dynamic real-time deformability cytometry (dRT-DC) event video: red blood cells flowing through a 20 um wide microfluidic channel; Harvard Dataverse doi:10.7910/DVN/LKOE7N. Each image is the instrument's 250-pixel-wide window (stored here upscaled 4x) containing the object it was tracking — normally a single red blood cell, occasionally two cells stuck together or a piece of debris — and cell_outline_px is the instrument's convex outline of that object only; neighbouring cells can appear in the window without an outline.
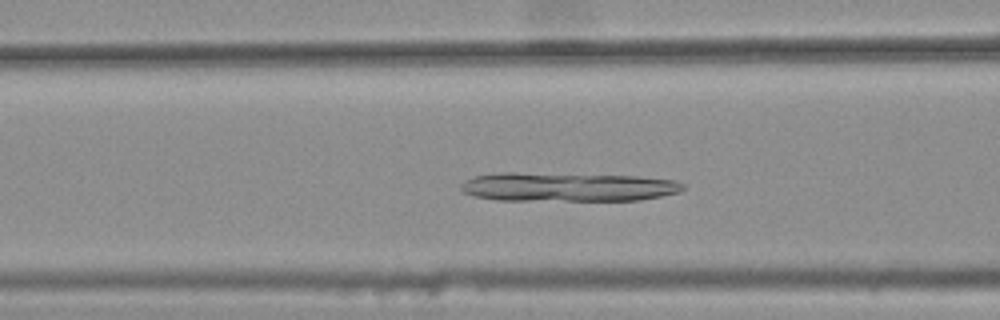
{"species": "common noctule bat (a hibernating species)", "species_latin": "Nyctalus noctula", "temperature_condition": "warm", "stored_images_in_passage": 42, "camera_frame_rate_fps": 3000, "um_per_image_px": 0.085, "animal": {"sex": "female", "body_mass_g": 25.1}, "frame": {"image": 1, "passage_image": 19, "time_ms": 6.0, "image_size_px": [1000, 320], "cell_outline_px": [[684, 188], [680, 192], [640, 200], [496, 200], [472, 196], [464, 192], [460, 188], [460, 184], [464, 180], [476, 176], [500, 172], [516, 172], [640, 176], [676, 180], [684, 184]], "centroid_in_image_um": [48.23, 15.88], "position_along_channel_um": 118.4, "area_um2": 37.8}}
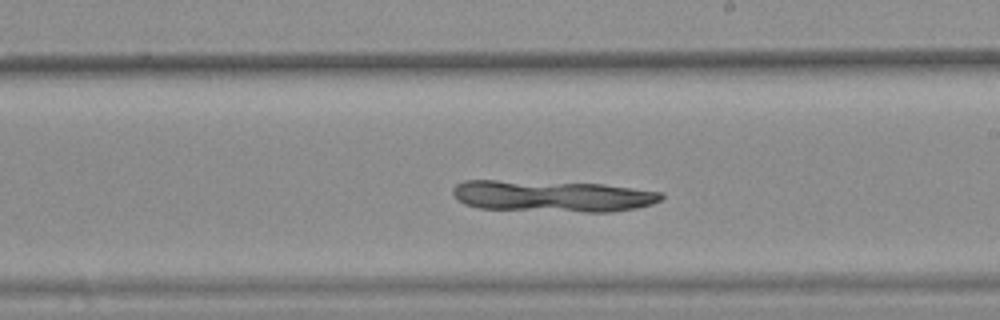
{"frame": {"image": 2, "passage_image": 29, "time_ms": 9.333, "image_size_px": [1000, 320], "cell_outline_px": [[664, 196], [660, 200], [652, 204], [636, 208], [612, 212], [584, 212], [480, 208], [464, 204], [456, 200], [452, 192], [452, 188], [456, 184], [464, 180], [496, 180], [604, 184], [664, 192]], "centroid_in_image_um": [46.94, 16.67], "position_along_channel_um": 242.1, "area_um2": 38.44}}
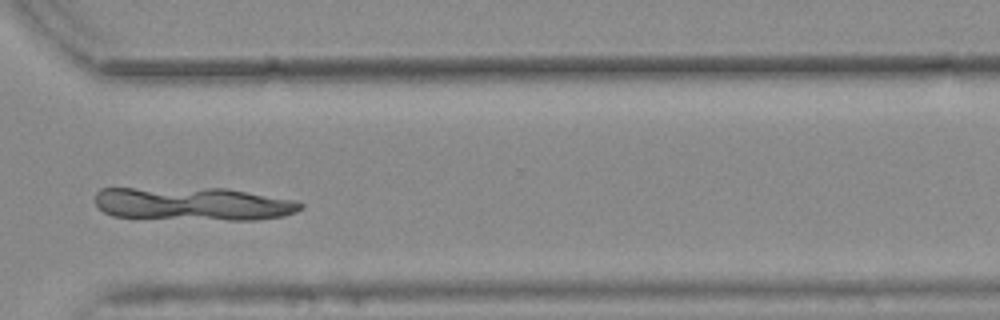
{"frame": {"image": 3, "passage_image": 38, "time_ms": 12.333, "image_size_px": [1000, 320], "cell_outline_px": [[304, 208], [296, 212], [284, 216], [256, 220], [228, 220], [112, 216], [104, 212], [96, 204], [96, 192], [100, 188], [224, 188], [296, 200], [304, 204]], "centroid_in_image_um": [16.47, 17.32], "position_along_channel_um": 354.1, "area_um2": 39.88}}